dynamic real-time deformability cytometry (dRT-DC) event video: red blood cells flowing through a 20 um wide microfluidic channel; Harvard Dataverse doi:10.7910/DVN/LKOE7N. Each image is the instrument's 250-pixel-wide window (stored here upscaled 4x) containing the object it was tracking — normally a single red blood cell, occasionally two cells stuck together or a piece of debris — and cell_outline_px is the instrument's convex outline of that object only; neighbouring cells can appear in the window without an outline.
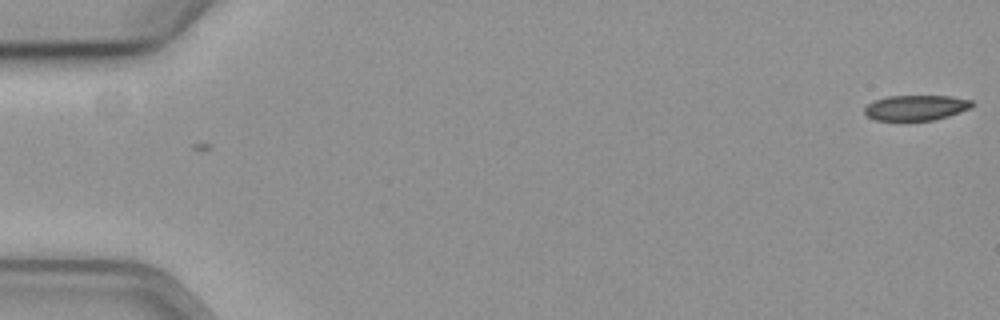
{"species": "common noctule bat (a hibernating species)", "species_latin": "Nyctalus noctula", "temperature_condition": "cold", "stored_images_in_passage": 2, "camera_frame_rate_fps": 3000, "um_per_image_px": 0.085, "animal": {"sex": "female", "body_mass_g": 19.3, "forearm_length_mm": 54.1}, "frame": {"image": 1, "passage_image": 1, "time_ms": 0.0, "image_size_px": [1000, 320], "cell_outline_px": [[972, 104], [968, 108], [960, 112], [948, 116], [932, 120], [876, 120], [868, 116], [864, 112], [864, 108], [868, 104], [876, 100], [888, 96], [952, 96], [972, 100]], "centroid_in_image_um": [77.84, 9.15], "position_along_channel_um": 7.2, "area_um2": 15.61}}